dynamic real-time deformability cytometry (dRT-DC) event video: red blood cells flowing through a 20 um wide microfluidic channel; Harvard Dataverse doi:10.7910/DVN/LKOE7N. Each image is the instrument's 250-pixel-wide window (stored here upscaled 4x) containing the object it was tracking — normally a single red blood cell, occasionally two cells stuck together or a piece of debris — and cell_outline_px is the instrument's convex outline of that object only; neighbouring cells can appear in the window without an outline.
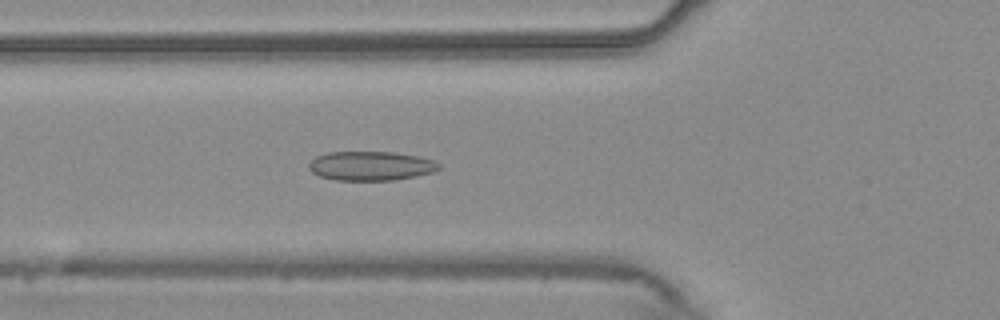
{"species": "common noctule bat (a hibernating species)", "species_latin": "Nyctalus noctula", "temperature_condition": "warm", "stored_images_in_passage": 51, "camera_frame_rate_fps": 3000, "um_per_image_px": 0.085, "animal": {"sex": "male", "body_mass_g": 20.4}, "frame": {"image": 1, "passage_image": 16, "time_ms": 5.0, "image_size_px": [1000, 320], "cell_outline_px": [[440, 168], [432, 172], [416, 176], [392, 180], [336, 180], [320, 176], [312, 172], [308, 168], [308, 164], [316, 156], [328, 152], [392, 152], [420, 156], [432, 160], [440, 164]], "centroid_in_image_um": [31.51, 14.1], "position_along_channel_um": 94.3, "area_um2": 22.08}}
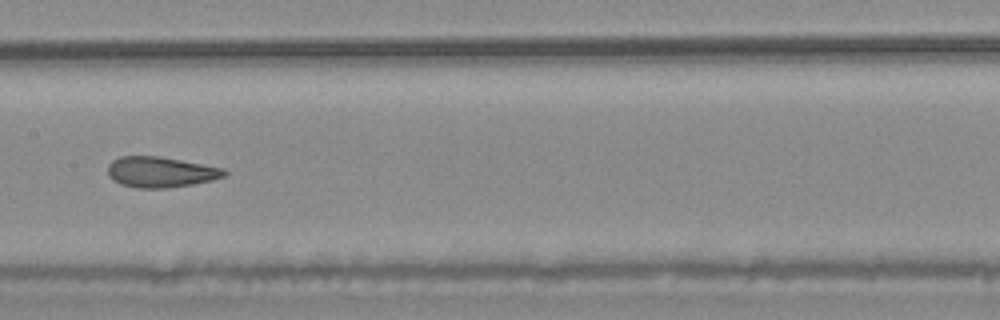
{"frame": {"image": 2, "passage_image": 24, "time_ms": 7.667, "image_size_px": [1000, 320], "cell_outline_px": [[228, 172], [224, 176], [212, 180], [192, 184], [168, 188], [136, 188], [120, 184], [112, 180], [108, 176], [108, 164], [112, 160], [120, 156], [160, 156], [224, 168]], "centroid_in_image_um": [13.62, 14.62], "position_along_channel_um": 193.8, "area_um2": 20.92}}
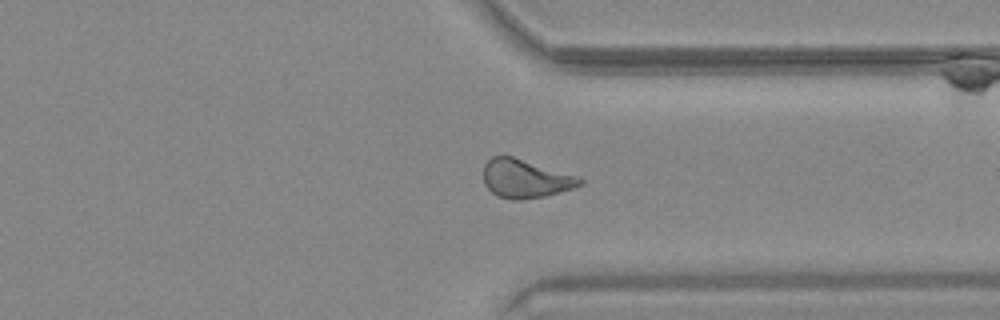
{"frame": {"image": 3, "passage_image": 38, "time_ms": 12.333, "image_size_px": [1000, 320], "cell_outline_px": [[584, 184], [572, 188], [544, 196], [520, 200], [512, 200], [496, 196], [484, 184], [484, 164], [492, 156], [512, 156], [576, 176], [584, 180]], "centroid_in_image_um": [44.62, 15.2], "position_along_channel_um": 366.8, "area_um2": 21.39}, "authors_computed_cell_mechanics": {"area_um2": 21.5594, "velocity_mm_per_s": 3.7044, "shape_relaxation_time_tau1_ms": 10.3635, "shape_relaxation_time_tau2_ms": 1.9292, "deformation_change_tau1": 0.1976, "deformation_change_tau2": 0.0951}}